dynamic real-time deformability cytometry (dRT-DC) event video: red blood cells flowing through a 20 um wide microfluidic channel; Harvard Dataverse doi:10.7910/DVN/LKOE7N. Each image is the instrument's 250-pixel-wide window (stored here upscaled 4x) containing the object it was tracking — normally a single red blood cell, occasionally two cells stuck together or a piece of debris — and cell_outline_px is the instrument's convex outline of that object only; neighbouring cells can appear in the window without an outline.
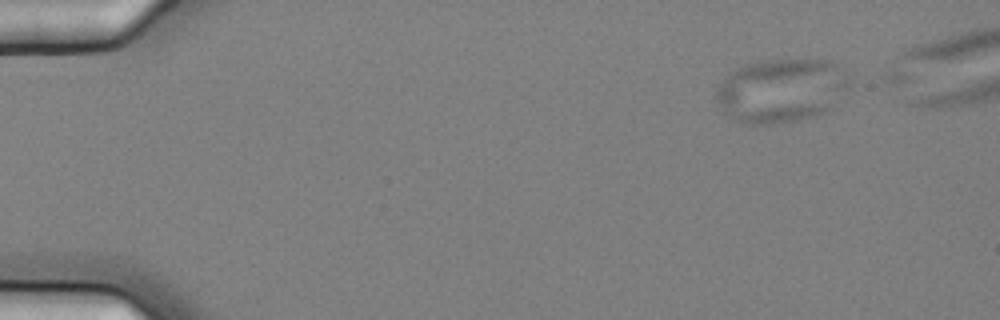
{"species": "common noctule bat (a hibernating species)", "species_latin": "Nyctalus noctula", "temperature_condition": "cold", "stored_images_in_passage": 3, "camera_frame_rate_fps": 3000, "um_per_image_px": 0.085, "animal": {"sex": "female", "body_mass_g": 25.1}, "frame": {"image": 1, "passage_image": 1, "time_ms": 0.0, "image_size_px": [1000, 320], "cell_outline_px": [[848, 84], [828, 108], [824, 112], [816, 116], [796, 120], [768, 124], [740, 124], [728, 116], [724, 112], [716, 100], [716, 88], [728, 72], [744, 64], [764, 60], [832, 60], [844, 68], [848, 80]], "centroid_in_image_um": [66.32, 7.68], "position_along_channel_um": 18.7, "area_um2": 49.36}}